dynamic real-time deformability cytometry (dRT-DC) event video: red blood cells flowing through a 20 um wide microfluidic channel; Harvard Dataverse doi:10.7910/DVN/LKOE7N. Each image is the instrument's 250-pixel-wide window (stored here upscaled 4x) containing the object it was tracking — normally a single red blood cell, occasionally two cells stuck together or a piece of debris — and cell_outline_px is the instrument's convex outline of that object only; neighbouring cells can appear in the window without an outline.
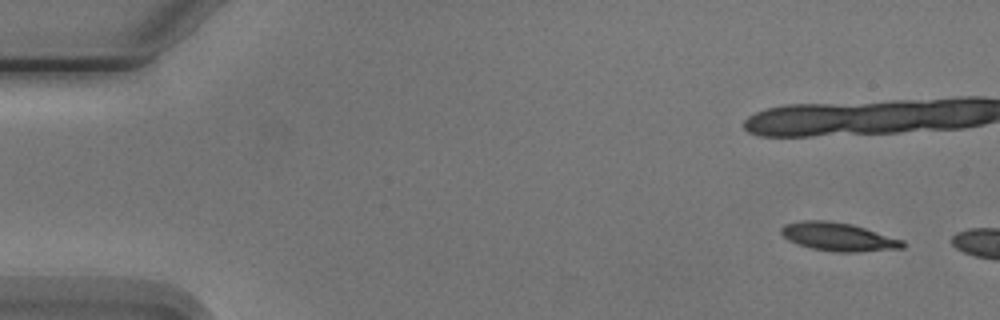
{"species": "Egyptian fruit bat (a non-hibernating species)", "species_latin": "Rousettus aegyptiacus", "temperature_condition": "cold", "stored_images_in_passage": 3, "camera_frame_rate_fps": 3000, "um_per_image_px": 0.085, "animal": {"sex": "male"}, "frame": {"image": 1, "passage_image": 1, "time_ms": 0.0, "image_size_px": [1000, 320], "cell_outline_px": [[904, 248], [860, 252], [836, 252], [812, 248], [796, 244], [788, 240], [780, 232], [780, 228], [784, 224], [800, 220], [828, 220], [852, 224], [904, 240]], "centroid_in_image_um": [71.24, 20.12], "position_along_channel_um": 13.8, "area_um2": 20.23}}